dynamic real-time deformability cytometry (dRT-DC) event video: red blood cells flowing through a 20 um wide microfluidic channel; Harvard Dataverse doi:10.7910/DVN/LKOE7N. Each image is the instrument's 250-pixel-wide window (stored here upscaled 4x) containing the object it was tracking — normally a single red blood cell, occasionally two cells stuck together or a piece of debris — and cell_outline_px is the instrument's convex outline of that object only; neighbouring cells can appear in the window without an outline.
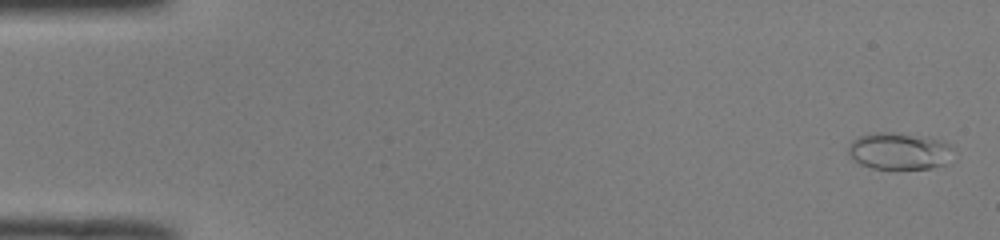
{"species": "common noctule bat (a hibernating species)", "species_latin": "Nyctalus noctula", "temperature_condition": "room temperature", "stored_images_in_passage": 51, "camera_frame_rate_fps": 3000, "um_per_image_px": 0.085, "animal": {"sex": "male", "body_mass_g": 19.0, "forearm_length_mm": 50.8}, "frame": {"image": 1, "passage_image": 2, "time_ms": 0.333, "image_size_px": [1000, 240], "cell_outline_px": [[956, 148], [948, 164], [932, 168], [896, 172], [872, 168], [860, 164], [848, 152], [848, 148], [852, 140], [860, 136], [876, 132], [892, 132], [924, 136], [944, 140]], "centroid_in_image_um": [76.53, 12.88], "position_along_channel_um": 8.5, "area_um2": 23.7}}
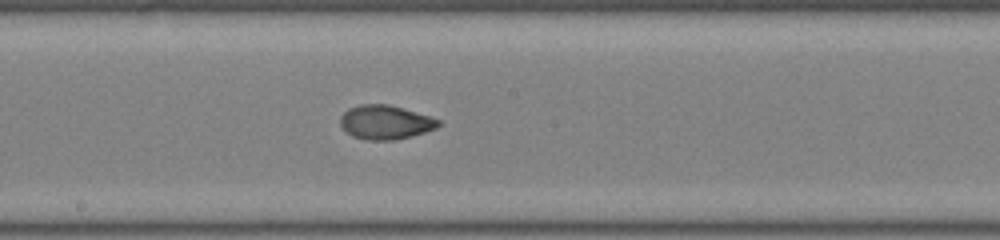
{"frame": {"image": 2, "passage_image": 28, "time_ms": 9.0, "image_size_px": [1000, 240], "cell_outline_px": [[440, 124], [436, 128], [412, 136], [396, 140], [368, 140], [352, 136], [340, 124], [340, 116], [348, 108], [360, 104], [388, 104], [428, 116], [440, 120]], "centroid_in_image_um": [32.73, 10.39], "position_along_channel_um": 215.5, "area_um2": 19.31}}
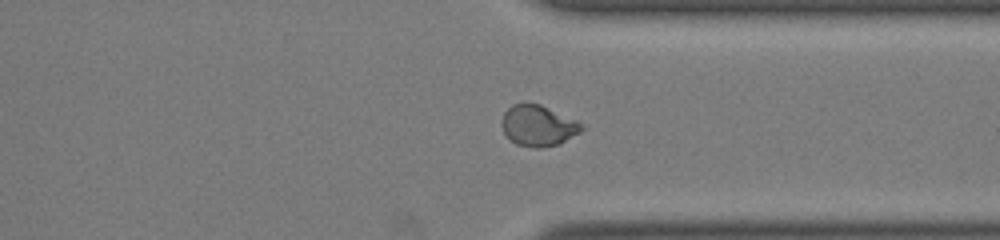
{"frame": {"image": 3, "passage_image": 39, "time_ms": 12.667, "image_size_px": [1000, 240], "cell_outline_px": [[588, 128], [556, 144], [544, 148], [536, 148], [516, 144], [504, 132], [500, 124], [500, 120], [504, 112], [512, 104], [540, 104], [576, 120]], "centroid_in_image_um": [45.73, 10.68], "position_along_channel_um": 365.7, "area_um2": 18.9}, "authors_computed_cell_mechanics": {"area_um2": 19.363, "velocity_mm_per_s": 4.0814, "shape_relaxation_time_tau1_ms": 7.1908, "shape_relaxation_time_tau2_ms": 1.1222, "deformation_change_tau1": 0.2184, "deformation_change_tau2": 0.0466}}